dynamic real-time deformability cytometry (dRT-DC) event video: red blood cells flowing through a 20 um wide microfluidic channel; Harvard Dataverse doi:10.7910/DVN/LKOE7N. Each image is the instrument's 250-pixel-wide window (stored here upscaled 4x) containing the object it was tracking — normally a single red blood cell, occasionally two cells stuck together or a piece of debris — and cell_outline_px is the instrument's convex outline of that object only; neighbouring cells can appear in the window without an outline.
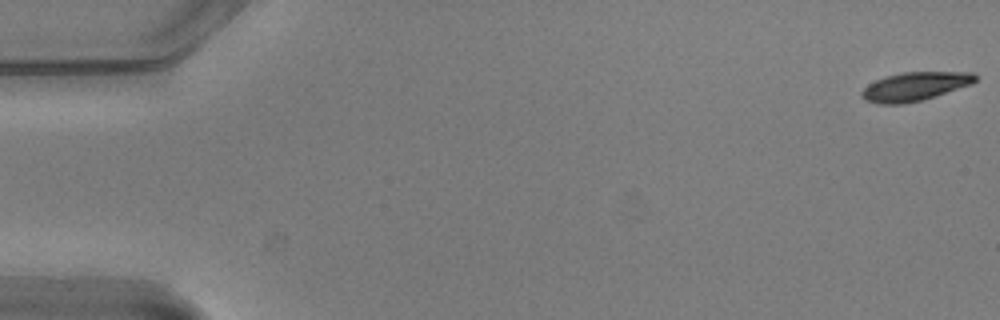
{"species": "common noctule bat (a hibernating species)", "species_latin": "Nyctalus noctula", "temperature_condition": "warm", "stored_images_in_passage": 55, "camera_frame_rate_fps": 3000, "um_per_image_px": 0.085, "animal": {"sex": "male", "body_mass_g": 20.5, "forearm_length_mm": 52.5}, "frame": {"image": 1, "passage_image": 1, "time_ms": 0.0, "image_size_px": [1000, 320], "cell_outline_px": [[976, 80], [972, 84], [920, 100], [904, 104], [880, 104], [864, 100], [860, 96], [860, 92], [868, 84], [884, 76], [904, 72], [976, 72]], "centroid_in_image_um": [77.72, 7.34], "position_along_channel_um": 7.3, "area_um2": 18.9}}
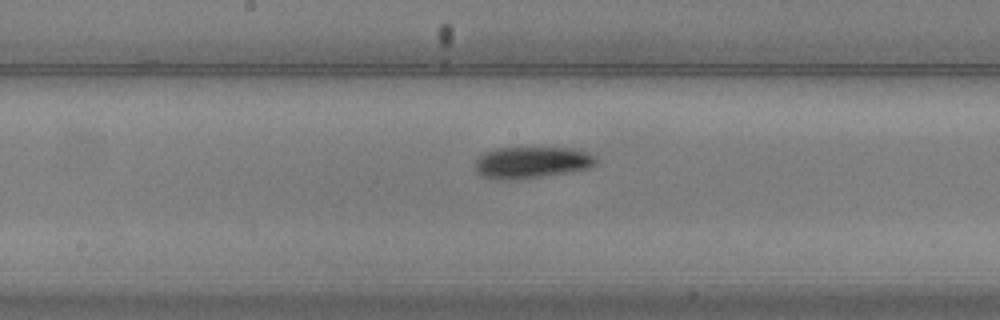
{"frame": {"image": 2, "passage_image": 29, "time_ms": 9.333, "image_size_px": [1000, 320], "cell_outline_px": [[596, 164], [588, 168], [540, 176], [512, 180], [500, 180], [484, 176], [476, 172], [476, 160], [484, 152], [496, 148], [580, 148], [588, 152], [596, 160]], "centroid_in_image_um": [45.18, 13.79], "position_along_channel_um": 203.0, "area_um2": 21.96}}
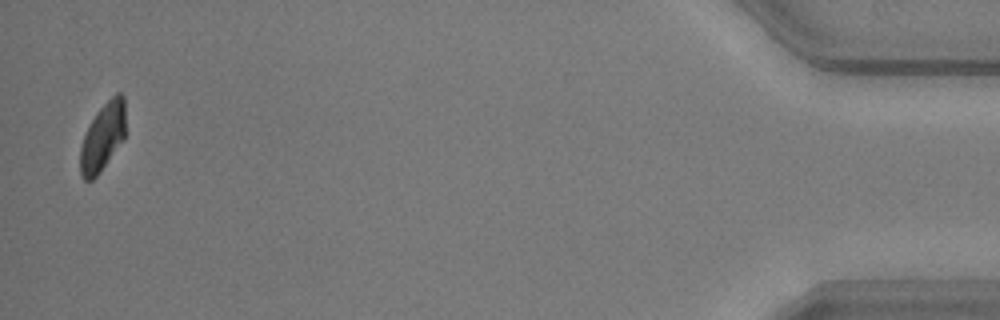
{"frame": {"image": 3, "passage_image": 54, "time_ms": 17.667, "image_size_px": [1000, 320], "cell_outline_px": [[124, 140], [100, 172], [92, 180], [84, 180], [80, 172], [80, 148], [84, 136], [96, 112], [116, 92], [120, 92], [124, 96]], "centroid_in_image_um": [8.73, 11.65], "position_along_channel_um": 426.5, "area_um2": 17.74}, "authors_computed_cell_mechanics": {"area_um2": 20.4612, "velocity_mm_per_s": 3.7291, "shape_relaxation_time_tau1_ms": 2.3354, "shape_relaxation_time_tau2_ms": null, "deformation_change_tau1": 0.1139, "deformation_change_tau2": null}}